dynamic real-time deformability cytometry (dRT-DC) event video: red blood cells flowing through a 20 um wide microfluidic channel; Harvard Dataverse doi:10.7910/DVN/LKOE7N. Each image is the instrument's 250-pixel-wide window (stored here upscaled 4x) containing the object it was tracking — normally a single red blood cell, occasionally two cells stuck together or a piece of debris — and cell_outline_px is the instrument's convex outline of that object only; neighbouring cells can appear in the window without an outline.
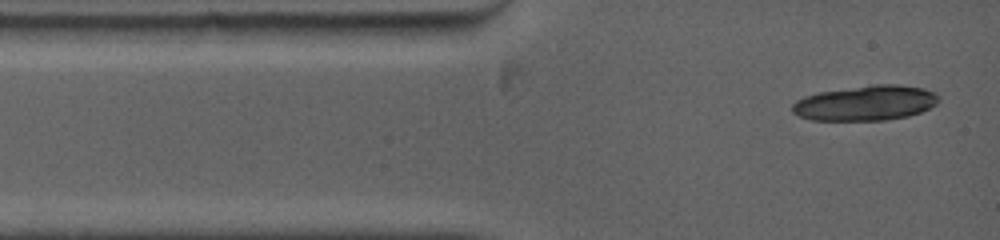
{"species": "common noctule bat (a hibernating species)", "species_latin": "Nyctalus noctula", "temperature_condition": "warm", "stored_images_in_passage": 6, "camera_frame_rate_fps": 5000, "um_per_image_px": 0.085, "animal": {"sex": "female", "body_mass_g": 19.0, "forearm_length_mm": 53.3}, "frame": {"image": 1, "passage_image": 1, "time_ms": 0.0, "image_size_px": [1000, 240], "cell_outline_px": [[940, 100], [936, 104], [920, 112], [908, 116], [884, 120], [812, 120], [800, 116], [792, 112], [792, 104], [796, 100], [804, 96], [820, 92], [872, 84], [896, 84], [924, 88], [936, 92]], "centroid_in_image_um": [73.59, 8.75], "position_along_channel_um": 11.4, "area_um2": 29.94}}